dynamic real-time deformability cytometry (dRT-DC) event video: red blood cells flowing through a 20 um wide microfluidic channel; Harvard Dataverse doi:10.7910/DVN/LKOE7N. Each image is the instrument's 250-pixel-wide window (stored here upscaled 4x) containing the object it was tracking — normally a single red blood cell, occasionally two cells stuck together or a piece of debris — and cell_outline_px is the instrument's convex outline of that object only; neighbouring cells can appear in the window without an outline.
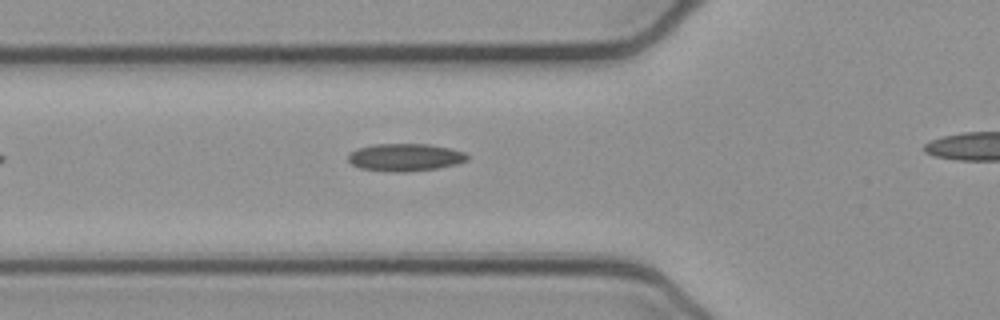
{"species": "common noctule bat (a hibernating species)", "species_latin": "Nyctalus noctula", "temperature_condition": "cold", "stored_images_in_passage": 30, "camera_frame_rate_fps": 3000, "um_per_image_px": 0.085, "animal": {"sex": "female", "body_mass_g": 21.9}, "frame": {"image": 1, "passage_image": 4, "time_ms": 1.0, "image_size_px": [1000, 320], "cell_outline_px": [[468, 160], [460, 164], [436, 168], [404, 172], [392, 172], [360, 168], [352, 164], [348, 160], [348, 152], [356, 148], [372, 144], [428, 144], [452, 148], [464, 152], [468, 156]], "centroid_in_image_um": [34.43, 13.36], "position_along_channel_um": 91.4, "area_um2": 19.36}}
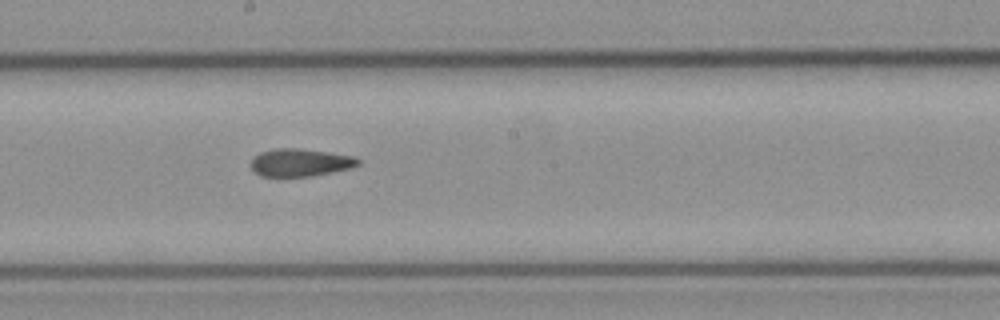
{"frame": {"image": 2, "passage_image": 14, "time_ms": 4.333, "image_size_px": [1000, 320], "cell_outline_px": [[360, 164], [352, 168], [312, 176], [260, 176], [248, 164], [252, 156], [260, 152], [276, 148], [300, 148], [356, 156], [360, 160]], "centroid_in_image_um": [25.51, 13.8], "position_along_channel_um": 222.7, "area_um2": 17.57}}
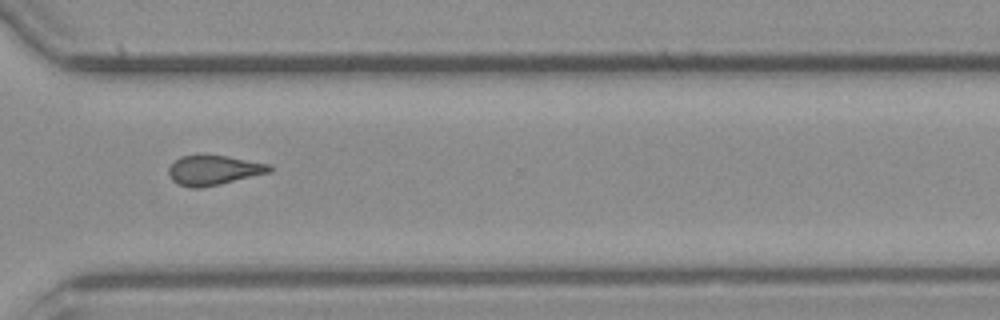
{"frame": {"image": 3, "passage_image": 24, "time_ms": 7.667, "image_size_px": [1000, 320], "cell_outline_px": [[272, 172], [220, 184], [200, 188], [192, 188], [180, 184], [172, 180], [168, 172], [168, 168], [180, 156], [228, 156], [272, 164]], "centroid_in_image_um": [18.22, 14.47], "position_along_channel_um": 352.4, "area_um2": 17.34}}